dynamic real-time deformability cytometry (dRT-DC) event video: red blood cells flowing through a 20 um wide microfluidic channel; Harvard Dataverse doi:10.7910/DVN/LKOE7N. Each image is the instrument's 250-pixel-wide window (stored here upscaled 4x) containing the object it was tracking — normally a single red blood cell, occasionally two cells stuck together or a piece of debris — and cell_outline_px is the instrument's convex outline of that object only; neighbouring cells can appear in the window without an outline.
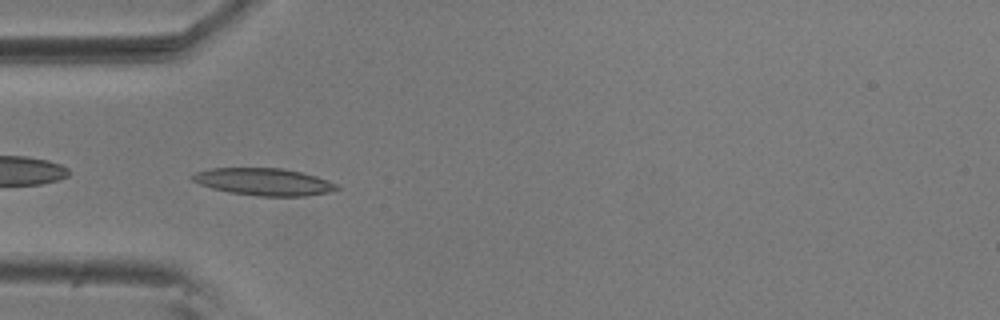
{"species": "common noctule bat (a hibernating species)", "species_latin": "Nyctalus noctula", "temperature_condition": "room temperature", "stored_images_in_passage": 42, "camera_frame_rate_fps": 3000, "um_per_image_px": 0.085, "animal": {"sex": "male", "body_mass_g": 20.5, "forearm_length_mm": 52.5}, "frame": {"image": 1, "passage_image": 4, "time_ms": 1.0, "image_size_px": [1000, 320], "cell_outline_px": [[340, 188], [328, 192], [304, 196], [260, 196], [228, 192], [212, 188], [200, 184], [192, 180], [188, 176], [196, 172], [212, 168], [280, 168], [300, 172], [316, 176], [328, 180], [336, 184]], "centroid_in_image_um": [22.39, 15.45], "position_along_channel_um": 62.6, "area_um2": 22.77}}
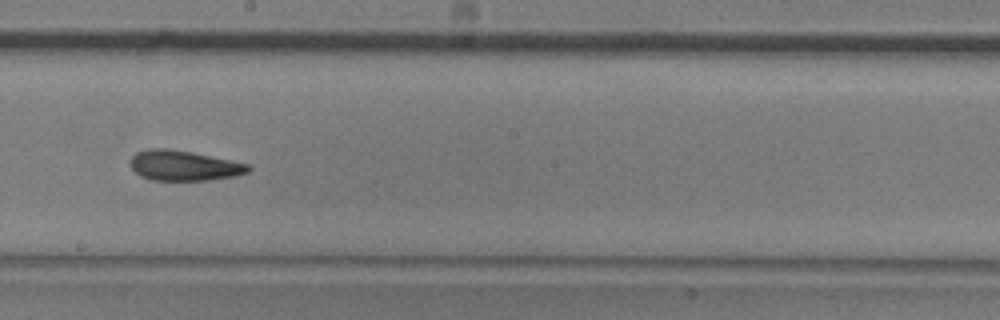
{"frame": {"image": 2, "passage_image": 18, "time_ms": 5.667, "image_size_px": [1000, 320], "cell_outline_px": [[252, 168], [248, 172], [236, 176], [208, 180], [152, 180], [140, 176], [128, 164], [132, 156], [136, 152], [148, 148], [164, 148], [192, 152], [248, 164]], "centroid_in_image_um": [15.6, 14.07], "position_along_channel_um": 232.6, "area_um2": 20.75}}
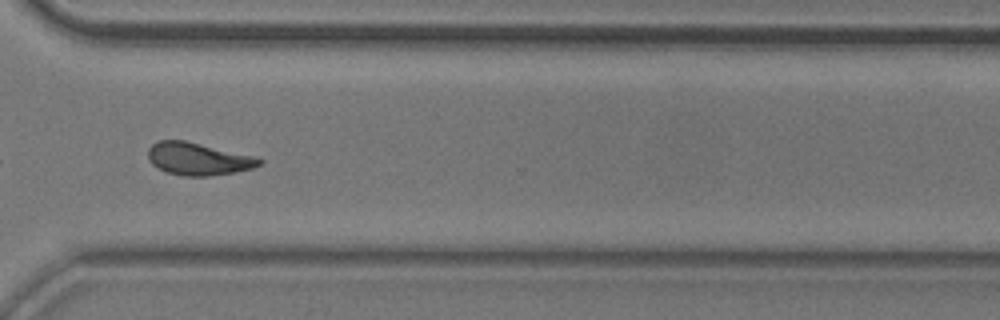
{"frame": {"image": 3, "passage_image": 28, "time_ms": 9.0, "image_size_px": [1000, 320], "cell_outline_px": [[264, 160], [260, 164], [252, 168], [236, 172], [208, 176], [184, 176], [164, 172], [152, 164], [148, 160], [148, 148], [152, 144], [160, 140], [184, 140], [256, 156]], "centroid_in_image_um": [16.83, 13.51], "position_along_channel_um": 353.8, "area_um2": 21.21}, "authors_computed_cell_mechanics": {"area_um2": 20.7791, "velocity_mm_per_s": 3.653, "shape_relaxation_time_tau1_ms": 5.4474, "shape_relaxation_time_tau2_ms": 3.1692, "deformation_change_tau1": 0.1755, "deformation_change_tau2": 0.1207}}